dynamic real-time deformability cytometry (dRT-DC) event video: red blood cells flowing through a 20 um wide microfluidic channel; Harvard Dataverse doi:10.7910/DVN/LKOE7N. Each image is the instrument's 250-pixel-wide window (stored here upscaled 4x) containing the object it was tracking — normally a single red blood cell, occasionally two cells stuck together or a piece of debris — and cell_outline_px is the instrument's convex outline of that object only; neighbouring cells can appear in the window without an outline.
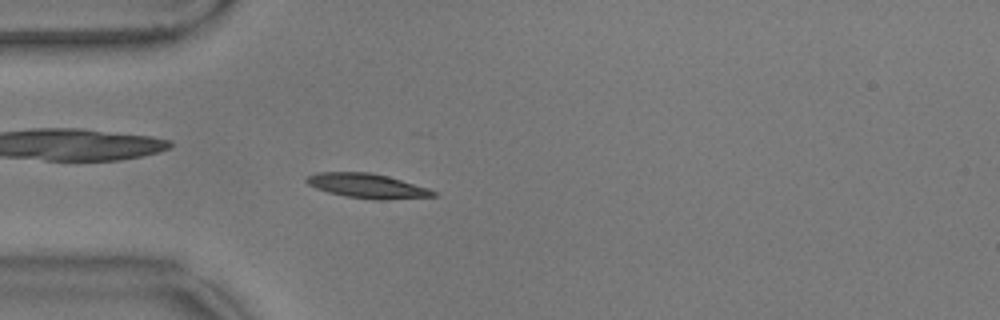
{"species": "common noctule bat (a hibernating species)", "species_latin": "Nyctalus noctula", "temperature_condition": "warm", "stored_images_in_passage": 57, "camera_frame_rate_fps": 3000, "um_per_image_px": 0.085, "animal": {"sex": "male", "body_mass_g": 17.9}, "frame": {"image": 1, "passage_image": 16, "time_ms": 5.0, "image_size_px": [1000, 320], "cell_outline_px": [[436, 196], [384, 200], [376, 200], [344, 196], [328, 192], [316, 188], [308, 184], [304, 180], [308, 176], [316, 172], [372, 172], [388, 176], [428, 188], [436, 192]], "centroid_in_image_um": [31.2, 15.8], "position_along_channel_um": 53.8, "area_um2": 18.15}}
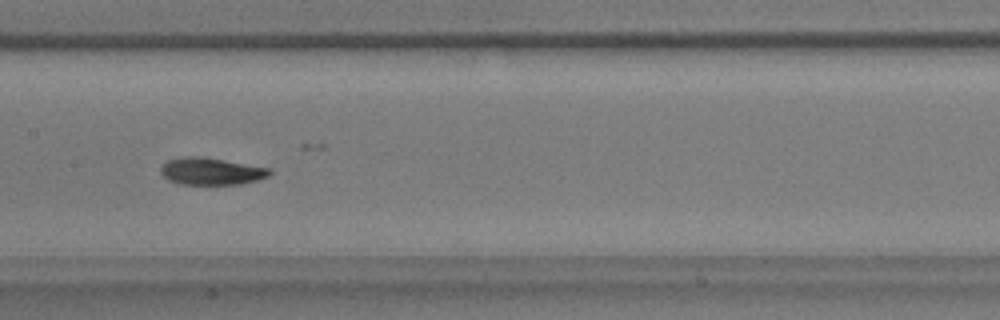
{"frame": {"image": 2, "passage_image": 28, "time_ms": 9.0, "image_size_px": [1000, 320], "cell_outline_px": [[272, 172], [268, 176], [256, 180], [240, 184], [180, 184], [168, 180], [160, 172], [160, 168], [168, 160], [184, 156], [200, 156], [272, 168]], "centroid_in_image_um": [17.96, 14.55], "position_along_channel_um": 189.4, "area_um2": 17.17}}
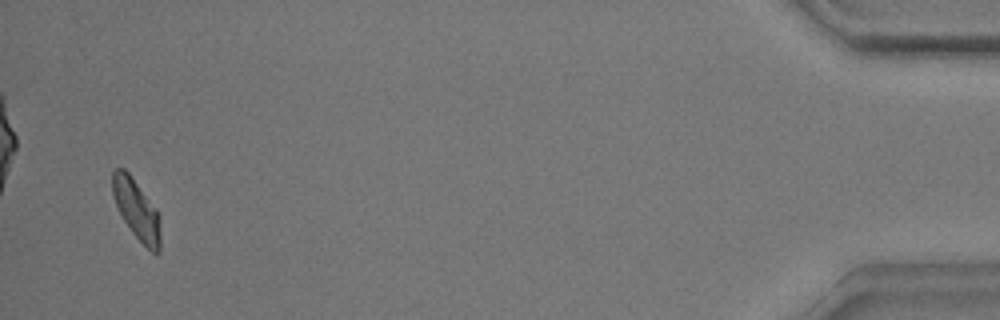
{"frame": {"image": 3, "passage_image": 55, "time_ms": 18.0, "image_size_px": [1000, 320], "cell_outline_px": [[160, 252], [152, 252], [132, 232], [124, 220], [112, 196], [112, 172], [116, 168], [124, 168], [128, 172], [156, 208], [160, 216]], "centroid_in_image_um": [11.61, 17.79], "position_along_channel_um": 423.6, "area_um2": 16.53}, "authors_computed_cell_mechanics": {"area_um2": 17.1666, "velocity_mm_per_s": 3.5382, "shape_relaxation_time_tau1_ms": 2.3486, "shape_relaxation_time_tau2_ms": null, "deformation_change_tau1": 0.1471, "deformation_change_tau2": null}}